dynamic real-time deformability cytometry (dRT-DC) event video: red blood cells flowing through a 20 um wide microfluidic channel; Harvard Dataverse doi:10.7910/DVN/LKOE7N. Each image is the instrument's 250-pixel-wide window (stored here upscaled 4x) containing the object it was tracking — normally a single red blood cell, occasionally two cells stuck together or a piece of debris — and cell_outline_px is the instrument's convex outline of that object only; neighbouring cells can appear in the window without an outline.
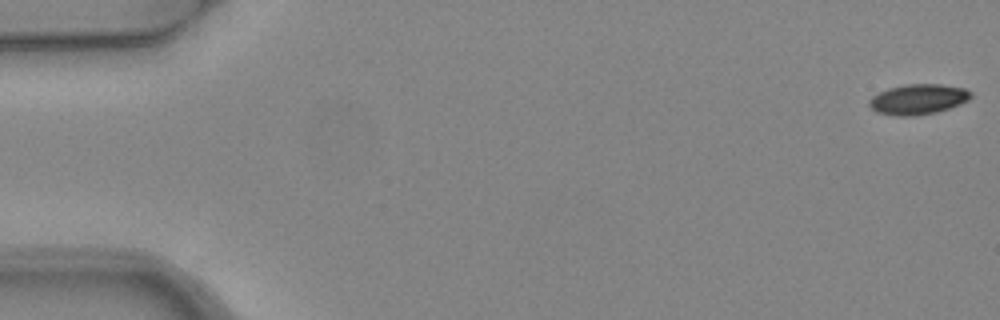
{"species": "common noctule bat (a hibernating species)", "species_latin": "Nyctalus noctula", "temperature_condition": "warm", "stored_images_in_passage": 5, "camera_frame_rate_fps": 3000, "um_per_image_px": 0.085, "animal": {"sex": "female", "body_mass_g": 24.6, "forearm_length_mm": 56.2}, "frame": {"image": 1, "passage_image": 1, "time_ms": 0.0, "image_size_px": [1000, 320], "cell_outline_px": [[972, 96], [968, 100], [960, 104], [936, 112], [912, 116], [896, 116], [876, 112], [868, 104], [868, 100], [872, 96], [888, 88], [904, 84], [940, 84], [964, 88], [972, 92]], "centroid_in_image_um": [78.02, 8.43], "position_along_channel_um": 7.0, "area_um2": 17.98}}
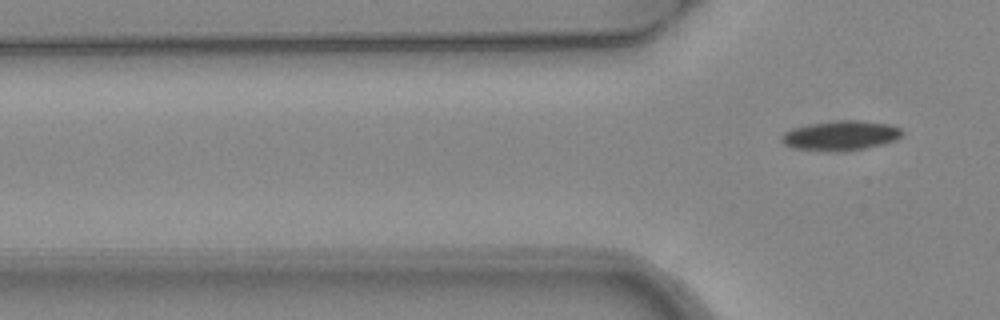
{"frame": {"image": 2, "passage_image": 5, "time_ms": 1.333, "image_size_px": [1000, 320], "cell_outline_px": [[904, 132], [896, 140], [864, 148], [796, 148], [784, 144], [780, 140], [780, 136], [784, 132], [792, 128], [808, 124], [840, 120], [856, 120], [888, 124], [900, 128]], "centroid_in_image_um": [71.46, 11.46], "position_along_channel_um": 54.3, "area_um2": 19.71}}